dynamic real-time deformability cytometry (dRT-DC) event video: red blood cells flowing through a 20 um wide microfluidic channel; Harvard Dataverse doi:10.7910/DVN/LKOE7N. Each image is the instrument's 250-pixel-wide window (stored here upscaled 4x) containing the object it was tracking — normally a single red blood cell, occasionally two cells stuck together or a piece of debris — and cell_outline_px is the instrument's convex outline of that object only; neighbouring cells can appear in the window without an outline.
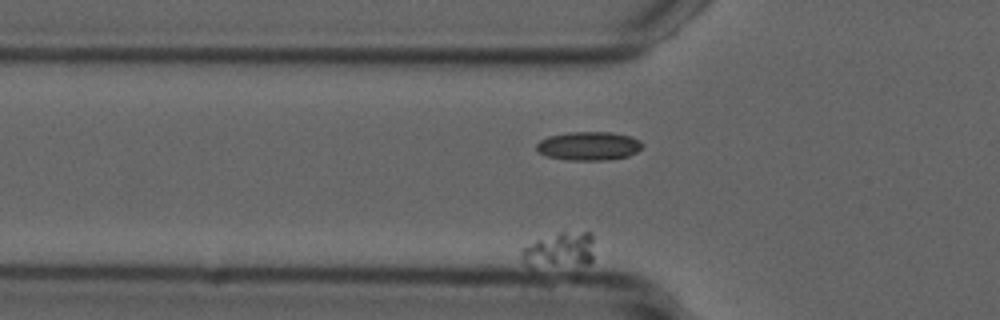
{"species": "common noctule bat (a hibernating species)", "species_latin": "Nyctalus noctula", "temperature_condition": "cold", "stored_images_in_passage": 35, "camera_frame_rate_fps": 3000, "um_per_image_px": 0.085, "animal": {"sex": "male", "forearm_length_mm": 52.5}, "frame": {"image": 1, "passage_image": 2, "time_ms": 0.333, "image_size_px": [1000, 320], "cell_outline_px": [[592, 260], [588, 264], [532, 268], [520, 260], [520, 252], [524, 248], [536, 240], [560, 232], [592, 232]], "centroid_in_image_um": [47.53, 21.28], "position_along_channel_um": 78.3, "area_um2": 15.14}}
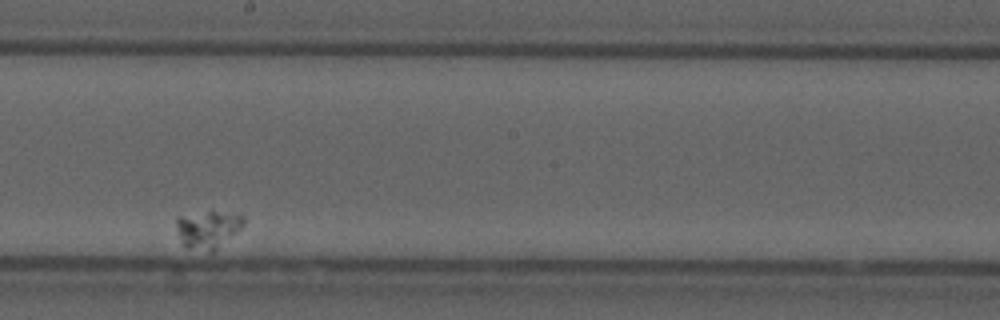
{"frame": {"image": 2, "passage_image": 20, "time_ms": 6.333, "image_size_px": [1000, 320], "cell_outline_px": [[244, 224], [216, 252], [208, 252], [184, 248], [176, 224], [176, 220], [180, 216], [212, 208], [244, 216]], "centroid_in_image_um": [17.69, 19.47], "position_along_channel_um": 230.5, "area_um2": 15.37}}
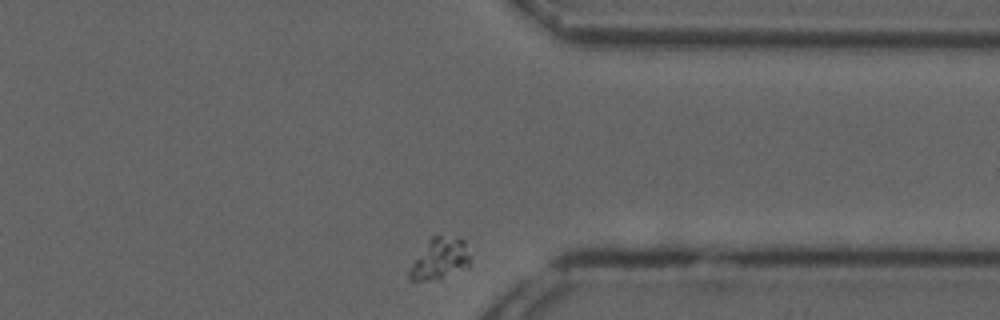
{"frame": {"image": 3, "passage_image": 35, "time_ms": 11.333, "image_size_px": [1000, 320], "cell_outline_px": [[468, 268], [428, 280], [408, 280], [408, 268], [428, 240], [432, 236], [440, 236], [464, 240], [468, 256]], "centroid_in_image_um": [37.32, 22.0], "position_along_channel_um": 374.1, "area_um2": 13.99}}